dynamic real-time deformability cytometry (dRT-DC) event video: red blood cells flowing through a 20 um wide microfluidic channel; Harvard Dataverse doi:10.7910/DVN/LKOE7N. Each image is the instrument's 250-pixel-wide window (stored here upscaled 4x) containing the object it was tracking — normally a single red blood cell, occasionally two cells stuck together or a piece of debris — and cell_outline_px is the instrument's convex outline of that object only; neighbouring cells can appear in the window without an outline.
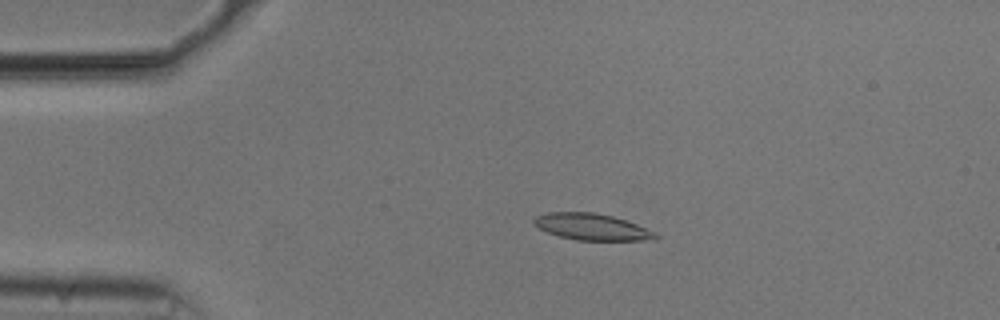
{"species": "common noctule bat (a hibernating species)", "species_latin": "Nyctalus noctula", "temperature_condition": "cold", "stored_images_in_passage": 44, "camera_frame_rate_fps": 3000, "um_per_image_px": 0.085, "animal": {"sex": "male", "body_mass_g": 20.5, "forearm_length_mm": 52.5}, "frame": {"image": 1, "passage_image": 1, "time_ms": 0.0, "image_size_px": [1000, 320], "cell_outline_px": [[660, 236], [656, 240], [576, 240], [560, 236], [548, 232], [532, 224], [532, 220], [536, 216], [548, 212], [596, 212], [612, 216], [636, 224], [656, 232]], "centroid_in_image_um": [50.32, 19.28], "position_along_channel_um": 34.7, "area_um2": 18.79}}
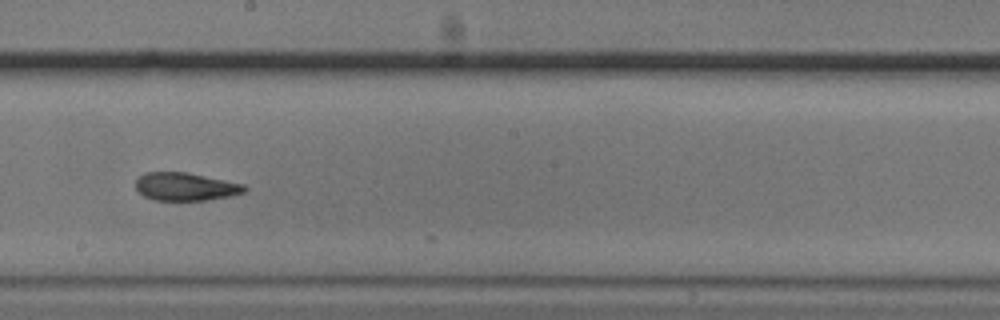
{"frame": {"image": 2, "passage_image": 20, "time_ms": 6.333, "image_size_px": [1000, 320], "cell_outline_px": [[248, 188], [244, 192], [232, 196], [204, 200], [156, 200], [144, 196], [136, 188], [136, 180], [144, 172], [184, 172], [244, 184]], "centroid_in_image_um": [15.77, 15.87], "position_along_channel_um": 232.4, "area_um2": 17.57}}
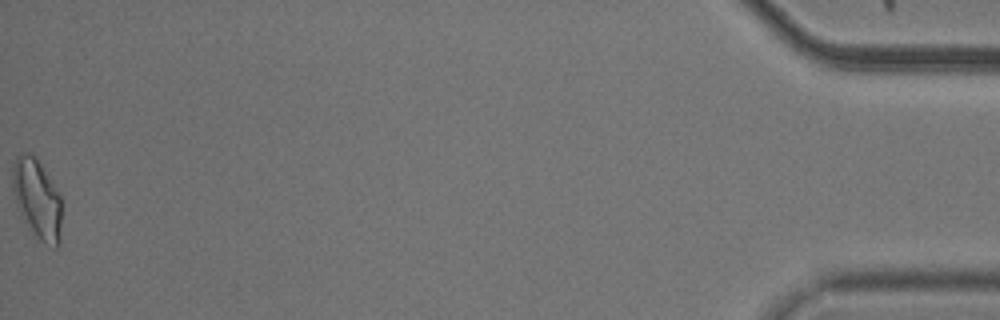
{"frame": {"image": 3, "passage_image": 44, "time_ms": 14.333, "image_size_px": [1000, 320], "cell_outline_px": [[60, 244], [56, 248], [52, 248], [40, 240], [36, 236], [20, 212], [16, 204], [12, 192], [12, 168], [16, 156], [24, 152], [32, 152], [36, 156], [44, 168], [60, 196]], "centroid_in_image_um": [3.13, 16.86], "position_along_channel_um": 432.1, "area_um2": 22.72}, "authors_computed_cell_mechanics": {"area_um2": 18.7272, "velocity_mm_per_s": 3.7331, "shape_relaxation_time_tau1_ms": null, "shape_relaxation_time_tau2_ms": 2.3084, "deformation_change_tau1": null, "deformation_change_tau2": 0.089}}